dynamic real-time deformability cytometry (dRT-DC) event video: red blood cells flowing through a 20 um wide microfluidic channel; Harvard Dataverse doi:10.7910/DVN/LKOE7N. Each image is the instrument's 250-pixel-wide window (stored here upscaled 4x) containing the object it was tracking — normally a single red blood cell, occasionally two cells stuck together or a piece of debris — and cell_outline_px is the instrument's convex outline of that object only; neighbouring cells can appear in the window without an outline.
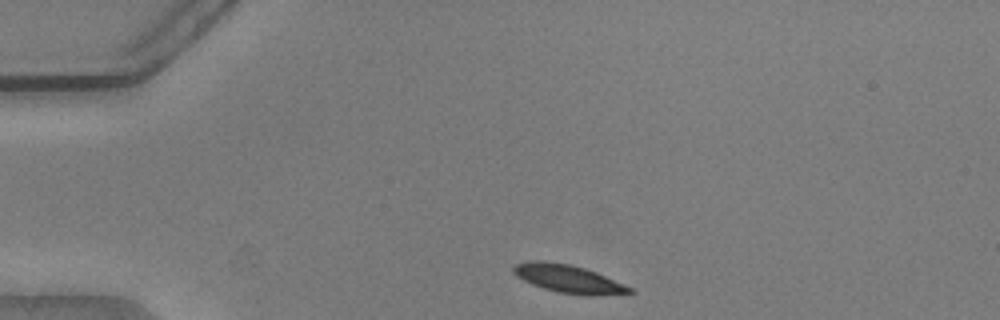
{"species": "common noctule bat (a hibernating species)", "species_latin": "Nyctalus noctula", "temperature_condition": "warm", "stored_images_in_passage": 43, "camera_frame_rate_fps": 3000, "um_per_image_px": 0.085, "animal": {"sex": "male", "body_mass_g": 20.5, "forearm_length_mm": 52.5}, "frame": {"image": 1, "passage_image": 1, "time_ms": 0.0, "image_size_px": [1000, 320], "cell_outline_px": [[636, 292], [592, 296], [588, 296], [556, 292], [532, 284], [516, 276], [512, 272], [512, 264], [532, 260], [544, 260], [572, 264], [596, 272], [624, 284], [632, 288]], "centroid_in_image_um": [48.27, 23.68], "position_along_channel_um": 36.7, "area_um2": 19.19}}
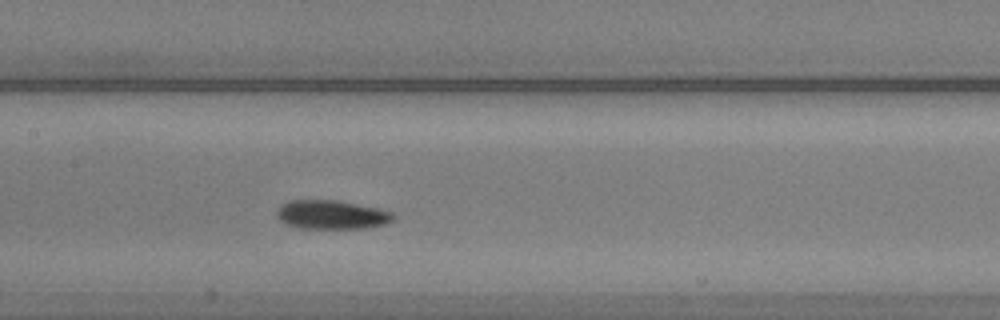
{"frame": {"image": 2, "passage_image": 16, "time_ms": 5.0, "image_size_px": [1000, 320], "cell_outline_px": [[396, 216], [392, 220], [384, 224], [364, 228], [300, 228], [284, 224], [276, 216], [276, 212], [288, 200], [340, 200], [376, 208], [392, 212]], "centroid_in_image_um": [28.17, 18.25], "position_along_channel_um": 179.2, "area_um2": 19.54}}
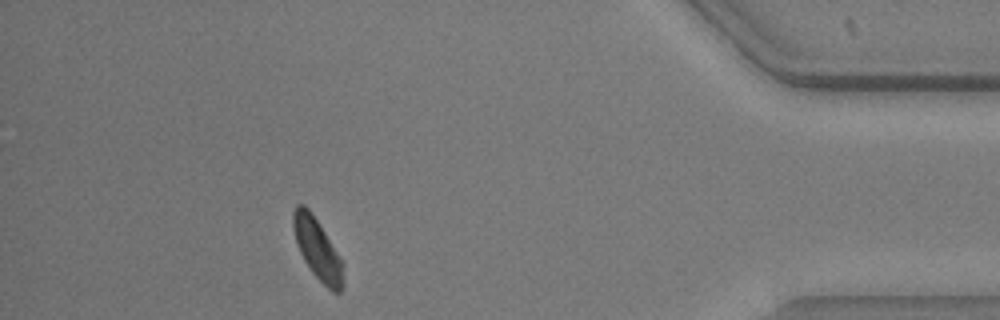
{"frame": {"image": 3, "passage_image": 38, "time_ms": 12.333, "image_size_px": [1000, 320], "cell_outline_px": [[344, 284], [340, 292], [332, 292], [312, 272], [304, 260], [296, 244], [292, 228], [292, 212], [296, 204], [304, 204], [308, 208], [340, 256], [344, 264]], "centroid_in_image_um": [26.98, 21.17], "position_along_channel_um": 408.2, "area_um2": 17.8}, "authors_computed_cell_mechanics": {"area_um2": 18.8428, "velocity_mm_per_s": 3.7489, "shape_relaxation_time_tau1_ms": 3.1413, "shape_relaxation_time_tau2_ms": 5.689, "deformation_change_tau1": 0.1298, "deformation_change_tau2": 0.1406}}